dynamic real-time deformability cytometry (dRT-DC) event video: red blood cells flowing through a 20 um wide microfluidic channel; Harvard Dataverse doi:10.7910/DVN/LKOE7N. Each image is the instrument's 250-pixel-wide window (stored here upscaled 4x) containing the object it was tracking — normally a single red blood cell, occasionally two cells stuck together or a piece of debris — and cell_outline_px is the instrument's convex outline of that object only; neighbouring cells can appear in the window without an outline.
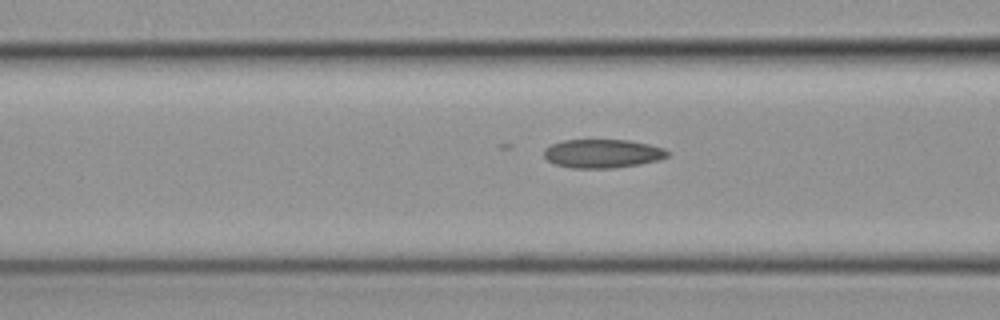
{"species": "common noctule bat (a hibernating species)", "species_latin": "Nyctalus noctula", "temperature_condition": "cold", "stored_images_in_passage": 9, "camera_frame_rate_fps": 3000, "um_per_image_px": 0.085, "animal": {"sex": "female", "body_mass_g": 19.3, "forearm_length_mm": 54.1}, "frame": {"image": 1, "passage_image": 7, "time_ms": 2.0, "image_size_px": [1000, 320], "cell_outline_px": [[668, 156], [660, 160], [640, 164], [612, 168], [572, 168], [556, 164], [548, 160], [544, 156], [544, 148], [552, 144], [564, 140], [628, 140], [648, 144], [664, 148], [668, 152]], "centroid_in_image_um": [51.22, 13.05], "position_along_channel_um": 115.4, "area_um2": 20.58}}